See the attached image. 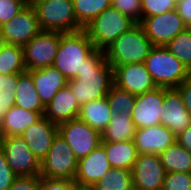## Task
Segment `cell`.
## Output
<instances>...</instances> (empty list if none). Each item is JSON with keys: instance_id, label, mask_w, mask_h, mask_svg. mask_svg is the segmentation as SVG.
Returning <instances> with one entry per match:
<instances>
[{"instance_id": "6da1fadb", "label": "cell", "mask_w": 191, "mask_h": 190, "mask_svg": "<svg viewBox=\"0 0 191 190\" xmlns=\"http://www.w3.org/2000/svg\"><path fill=\"white\" fill-rule=\"evenodd\" d=\"M113 84V68L106 60L105 53L100 50H95L85 60L80 75L67 83L80 107L107 97Z\"/></svg>"}, {"instance_id": "7a4b0ae2", "label": "cell", "mask_w": 191, "mask_h": 190, "mask_svg": "<svg viewBox=\"0 0 191 190\" xmlns=\"http://www.w3.org/2000/svg\"><path fill=\"white\" fill-rule=\"evenodd\" d=\"M86 31L60 33V44L53 67L58 69L68 80L80 75L85 60L95 51Z\"/></svg>"}, {"instance_id": "3957f363", "label": "cell", "mask_w": 191, "mask_h": 190, "mask_svg": "<svg viewBox=\"0 0 191 190\" xmlns=\"http://www.w3.org/2000/svg\"><path fill=\"white\" fill-rule=\"evenodd\" d=\"M152 47L143 27L136 23L118 37L104 53L106 60L114 69L117 66L144 63Z\"/></svg>"}, {"instance_id": "277c9868", "label": "cell", "mask_w": 191, "mask_h": 190, "mask_svg": "<svg viewBox=\"0 0 191 190\" xmlns=\"http://www.w3.org/2000/svg\"><path fill=\"white\" fill-rule=\"evenodd\" d=\"M42 31L70 33L84 29L75 17L72 0H32Z\"/></svg>"}, {"instance_id": "5b68a950", "label": "cell", "mask_w": 191, "mask_h": 190, "mask_svg": "<svg viewBox=\"0 0 191 190\" xmlns=\"http://www.w3.org/2000/svg\"><path fill=\"white\" fill-rule=\"evenodd\" d=\"M144 64L157 87L177 88L191 72L163 46H153Z\"/></svg>"}, {"instance_id": "8992f818", "label": "cell", "mask_w": 191, "mask_h": 190, "mask_svg": "<svg viewBox=\"0 0 191 190\" xmlns=\"http://www.w3.org/2000/svg\"><path fill=\"white\" fill-rule=\"evenodd\" d=\"M136 24L129 16L109 7L84 27L96 50L105 51Z\"/></svg>"}, {"instance_id": "52a82bcc", "label": "cell", "mask_w": 191, "mask_h": 190, "mask_svg": "<svg viewBox=\"0 0 191 190\" xmlns=\"http://www.w3.org/2000/svg\"><path fill=\"white\" fill-rule=\"evenodd\" d=\"M78 159L69 144L58 133L46 157L41 161V177L74 180Z\"/></svg>"}, {"instance_id": "ba28073f", "label": "cell", "mask_w": 191, "mask_h": 190, "mask_svg": "<svg viewBox=\"0 0 191 190\" xmlns=\"http://www.w3.org/2000/svg\"><path fill=\"white\" fill-rule=\"evenodd\" d=\"M7 163L18 176H40L41 161L30 151L21 135L0 138Z\"/></svg>"}, {"instance_id": "9c48e42d", "label": "cell", "mask_w": 191, "mask_h": 190, "mask_svg": "<svg viewBox=\"0 0 191 190\" xmlns=\"http://www.w3.org/2000/svg\"><path fill=\"white\" fill-rule=\"evenodd\" d=\"M60 44V33L41 31L23 46L26 71L52 66Z\"/></svg>"}, {"instance_id": "30bf717a", "label": "cell", "mask_w": 191, "mask_h": 190, "mask_svg": "<svg viewBox=\"0 0 191 190\" xmlns=\"http://www.w3.org/2000/svg\"><path fill=\"white\" fill-rule=\"evenodd\" d=\"M58 133L69 144L78 160L101 144V134L78 118L60 123Z\"/></svg>"}, {"instance_id": "8fae6325", "label": "cell", "mask_w": 191, "mask_h": 190, "mask_svg": "<svg viewBox=\"0 0 191 190\" xmlns=\"http://www.w3.org/2000/svg\"><path fill=\"white\" fill-rule=\"evenodd\" d=\"M140 24L152 45L163 47L187 28L176 9L146 17Z\"/></svg>"}, {"instance_id": "7c38bea8", "label": "cell", "mask_w": 191, "mask_h": 190, "mask_svg": "<svg viewBox=\"0 0 191 190\" xmlns=\"http://www.w3.org/2000/svg\"><path fill=\"white\" fill-rule=\"evenodd\" d=\"M0 31L7 44L24 46L42 30L29 3L9 22L0 26Z\"/></svg>"}, {"instance_id": "4fadbf2b", "label": "cell", "mask_w": 191, "mask_h": 190, "mask_svg": "<svg viewBox=\"0 0 191 190\" xmlns=\"http://www.w3.org/2000/svg\"><path fill=\"white\" fill-rule=\"evenodd\" d=\"M131 172L134 188L139 190L162 189L166 172L159 155L138 154Z\"/></svg>"}, {"instance_id": "5bb4252c", "label": "cell", "mask_w": 191, "mask_h": 190, "mask_svg": "<svg viewBox=\"0 0 191 190\" xmlns=\"http://www.w3.org/2000/svg\"><path fill=\"white\" fill-rule=\"evenodd\" d=\"M164 88L156 87L142 95L136 96L132 122L136 129L160 125L163 111Z\"/></svg>"}, {"instance_id": "9a60e30c", "label": "cell", "mask_w": 191, "mask_h": 190, "mask_svg": "<svg viewBox=\"0 0 191 190\" xmlns=\"http://www.w3.org/2000/svg\"><path fill=\"white\" fill-rule=\"evenodd\" d=\"M113 79L114 85L135 96L142 95L157 87L144 63L115 67Z\"/></svg>"}, {"instance_id": "2e32d148", "label": "cell", "mask_w": 191, "mask_h": 190, "mask_svg": "<svg viewBox=\"0 0 191 190\" xmlns=\"http://www.w3.org/2000/svg\"><path fill=\"white\" fill-rule=\"evenodd\" d=\"M163 106L160 125L167 127L175 136L191 124V115L176 88H164Z\"/></svg>"}, {"instance_id": "e0dca14e", "label": "cell", "mask_w": 191, "mask_h": 190, "mask_svg": "<svg viewBox=\"0 0 191 190\" xmlns=\"http://www.w3.org/2000/svg\"><path fill=\"white\" fill-rule=\"evenodd\" d=\"M111 169L105 149L99 145L88 156L78 160V168L74 178L81 188H91Z\"/></svg>"}, {"instance_id": "ac0fdd59", "label": "cell", "mask_w": 191, "mask_h": 190, "mask_svg": "<svg viewBox=\"0 0 191 190\" xmlns=\"http://www.w3.org/2000/svg\"><path fill=\"white\" fill-rule=\"evenodd\" d=\"M175 141L174 133L163 125L136 129L134 136L138 154L160 155Z\"/></svg>"}, {"instance_id": "d6986e66", "label": "cell", "mask_w": 191, "mask_h": 190, "mask_svg": "<svg viewBox=\"0 0 191 190\" xmlns=\"http://www.w3.org/2000/svg\"><path fill=\"white\" fill-rule=\"evenodd\" d=\"M58 134V125L44 115L22 133L30 151L42 161L49 152L53 140Z\"/></svg>"}, {"instance_id": "ffe728a7", "label": "cell", "mask_w": 191, "mask_h": 190, "mask_svg": "<svg viewBox=\"0 0 191 190\" xmlns=\"http://www.w3.org/2000/svg\"><path fill=\"white\" fill-rule=\"evenodd\" d=\"M79 112L80 106L69 86L66 85L56 93L47 105L44 116L52 123L59 125L60 123L76 119Z\"/></svg>"}, {"instance_id": "44dd1931", "label": "cell", "mask_w": 191, "mask_h": 190, "mask_svg": "<svg viewBox=\"0 0 191 190\" xmlns=\"http://www.w3.org/2000/svg\"><path fill=\"white\" fill-rule=\"evenodd\" d=\"M34 81L42 104L47 107L56 93L64 88L68 81L64 75L53 66L28 71Z\"/></svg>"}, {"instance_id": "7402d4cb", "label": "cell", "mask_w": 191, "mask_h": 190, "mask_svg": "<svg viewBox=\"0 0 191 190\" xmlns=\"http://www.w3.org/2000/svg\"><path fill=\"white\" fill-rule=\"evenodd\" d=\"M42 116L41 113L27 111L16 105L12 106L0 121V138L22 135L26 128Z\"/></svg>"}, {"instance_id": "603a6c76", "label": "cell", "mask_w": 191, "mask_h": 190, "mask_svg": "<svg viewBox=\"0 0 191 190\" xmlns=\"http://www.w3.org/2000/svg\"><path fill=\"white\" fill-rule=\"evenodd\" d=\"M111 168L132 170L138 158L134 140L101 142Z\"/></svg>"}, {"instance_id": "cb8c5ba5", "label": "cell", "mask_w": 191, "mask_h": 190, "mask_svg": "<svg viewBox=\"0 0 191 190\" xmlns=\"http://www.w3.org/2000/svg\"><path fill=\"white\" fill-rule=\"evenodd\" d=\"M15 104L27 111L45 114V106L35 88L33 78L28 71L19 73L18 85L15 89Z\"/></svg>"}, {"instance_id": "d4e9b609", "label": "cell", "mask_w": 191, "mask_h": 190, "mask_svg": "<svg viewBox=\"0 0 191 190\" xmlns=\"http://www.w3.org/2000/svg\"><path fill=\"white\" fill-rule=\"evenodd\" d=\"M112 115L107 97H104L81 106L77 118L101 134L108 126Z\"/></svg>"}, {"instance_id": "484cf974", "label": "cell", "mask_w": 191, "mask_h": 190, "mask_svg": "<svg viewBox=\"0 0 191 190\" xmlns=\"http://www.w3.org/2000/svg\"><path fill=\"white\" fill-rule=\"evenodd\" d=\"M135 131L132 114L122 111L112 115L108 126L101 133V142L134 140Z\"/></svg>"}, {"instance_id": "4316f807", "label": "cell", "mask_w": 191, "mask_h": 190, "mask_svg": "<svg viewBox=\"0 0 191 190\" xmlns=\"http://www.w3.org/2000/svg\"><path fill=\"white\" fill-rule=\"evenodd\" d=\"M159 157L166 173L191 172V153L176 141L164 150Z\"/></svg>"}, {"instance_id": "83f0119b", "label": "cell", "mask_w": 191, "mask_h": 190, "mask_svg": "<svg viewBox=\"0 0 191 190\" xmlns=\"http://www.w3.org/2000/svg\"><path fill=\"white\" fill-rule=\"evenodd\" d=\"M25 71L23 46L5 45L0 51V74H19Z\"/></svg>"}, {"instance_id": "f1b7e54d", "label": "cell", "mask_w": 191, "mask_h": 190, "mask_svg": "<svg viewBox=\"0 0 191 190\" xmlns=\"http://www.w3.org/2000/svg\"><path fill=\"white\" fill-rule=\"evenodd\" d=\"M133 178L131 170L111 168L104 177L99 180L92 190H131Z\"/></svg>"}, {"instance_id": "f546056e", "label": "cell", "mask_w": 191, "mask_h": 190, "mask_svg": "<svg viewBox=\"0 0 191 190\" xmlns=\"http://www.w3.org/2000/svg\"><path fill=\"white\" fill-rule=\"evenodd\" d=\"M77 22L84 28L105 9L111 0H72Z\"/></svg>"}, {"instance_id": "4dcf8cb0", "label": "cell", "mask_w": 191, "mask_h": 190, "mask_svg": "<svg viewBox=\"0 0 191 190\" xmlns=\"http://www.w3.org/2000/svg\"><path fill=\"white\" fill-rule=\"evenodd\" d=\"M166 48L191 72V28L180 32Z\"/></svg>"}, {"instance_id": "1f68e13d", "label": "cell", "mask_w": 191, "mask_h": 190, "mask_svg": "<svg viewBox=\"0 0 191 190\" xmlns=\"http://www.w3.org/2000/svg\"><path fill=\"white\" fill-rule=\"evenodd\" d=\"M19 74H0V121L9 108L15 104V89L18 85Z\"/></svg>"}, {"instance_id": "d6a6232c", "label": "cell", "mask_w": 191, "mask_h": 190, "mask_svg": "<svg viewBox=\"0 0 191 190\" xmlns=\"http://www.w3.org/2000/svg\"><path fill=\"white\" fill-rule=\"evenodd\" d=\"M136 96L125 90L118 88L116 85H112L107 95V100L112 114H118L119 112L131 113L133 110Z\"/></svg>"}, {"instance_id": "836d02e7", "label": "cell", "mask_w": 191, "mask_h": 190, "mask_svg": "<svg viewBox=\"0 0 191 190\" xmlns=\"http://www.w3.org/2000/svg\"><path fill=\"white\" fill-rule=\"evenodd\" d=\"M175 0H141L142 20L176 8Z\"/></svg>"}, {"instance_id": "e575fe53", "label": "cell", "mask_w": 191, "mask_h": 190, "mask_svg": "<svg viewBox=\"0 0 191 190\" xmlns=\"http://www.w3.org/2000/svg\"><path fill=\"white\" fill-rule=\"evenodd\" d=\"M161 190H191V172L166 173Z\"/></svg>"}, {"instance_id": "d590c367", "label": "cell", "mask_w": 191, "mask_h": 190, "mask_svg": "<svg viewBox=\"0 0 191 190\" xmlns=\"http://www.w3.org/2000/svg\"><path fill=\"white\" fill-rule=\"evenodd\" d=\"M111 7L129 16L136 23L142 21L141 0H111Z\"/></svg>"}, {"instance_id": "8d00e7d4", "label": "cell", "mask_w": 191, "mask_h": 190, "mask_svg": "<svg viewBox=\"0 0 191 190\" xmlns=\"http://www.w3.org/2000/svg\"><path fill=\"white\" fill-rule=\"evenodd\" d=\"M28 4L26 0H0V26L9 22Z\"/></svg>"}, {"instance_id": "74e56055", "label": "cell", "mask_w": 191, "mask_h": 190, "mask_svg": "<svg viewBox=\"0 0 191 190\" xmlns=\"http://www.w3.org/2000/svg\"><path fill=\"white\" fill-rule=\"evenodd\" d=\"M77 187L74 180L50 179L39 176V190H75Z\"/></svg>"}, {"instance_id": "f35d334b", "label": "cell", "mask_w": 191, "mask_h": 190, "mask_svg": "<svg viewBox=\"0 0 191 190\" xmlns=\"http://www.w3.org/2000/svg\"><path fill=\"white\" fill-rule=\"evenodd\" d=\"M17 177L7 163L5 153L0 147V190H7Z\"/></svg>"}, {"instance_id": "ab89813d", "label": "cell", "mask_w": 191, "mask_h": 190, "mask_svg": "<svg viewBox=\"0 0 191 190\" xmlns=\"http://www.w3.org/2000/svg\"><path fill=\"white\" fill-rule=\"evenodd\" d=\"M7 190H39V176H20Z\"/></svg>"}, {"instance_id": "60d3db41", "label": "cell", "mask_w": 191, "mask_h": 190, "mask_svg": "<svg viewBox=\"0 0 191 190\" xmlns=\"http://www.w3.org/2000/svg\"><path fill=\"white\" fill-rule=\"evenodd\" d=\"M175 9L186 27L191 28V0L178 1Z\"/></svg>"}, {"instance_id": "b9f144b4", "label": "cell", "mask_w": 191, "mask_h": 190, "mask_svg": "<svg viewBox=\"0 0 191 190\" xmlns=\"http://www.w3.org/2000/svg\"><path fill=\"white\" fill-rule=\"evenodd\" d=\"M176 89L182 97L186 110L191 115V76L184 80Z\"/></svg>"}, {"instance_id": "7bdbcfd3", "label": "cell", "mask_w": 191, "mask_h": 190, "mask_svg": "<svg viewBox=\"0 0 191 190\" xmlns=\"http://www.w3.org/2000/svg\"><path fill=\"white\" fill-rule=\"evenodd\" d=\"M176 142L191 153V124L176 136Z\"/></svg>"}, {"instance_id": "ee69618b", "label": "cell", "mask_w": 191, "mask_h": 190, "mask_svg": "<svg viewBox=\"0 0 191 190\" xmlns=\"http://www.w3.org/2000/svg\"><path fill=\"white\" fill-rule=\"evenodd\" d=\"M7 45L6 40L4 39V37L2 36V33L0 31V51L2 50V48Z\"/></svg>"}, {"instance_id": "f6af8a7d", "label": "cell", "mask_w": 191, "mask_h": 190, "mask_svg": "<svg viewBox=\"0 0 191 190\" xmlns=\"http://www.w3.org/2000/svg\"><path fill=\"white\" fill-rule=\"evenodd\" d=\"M75 190H92L91 188H81V187H77Z\"/></svg>"}]
</instances>
